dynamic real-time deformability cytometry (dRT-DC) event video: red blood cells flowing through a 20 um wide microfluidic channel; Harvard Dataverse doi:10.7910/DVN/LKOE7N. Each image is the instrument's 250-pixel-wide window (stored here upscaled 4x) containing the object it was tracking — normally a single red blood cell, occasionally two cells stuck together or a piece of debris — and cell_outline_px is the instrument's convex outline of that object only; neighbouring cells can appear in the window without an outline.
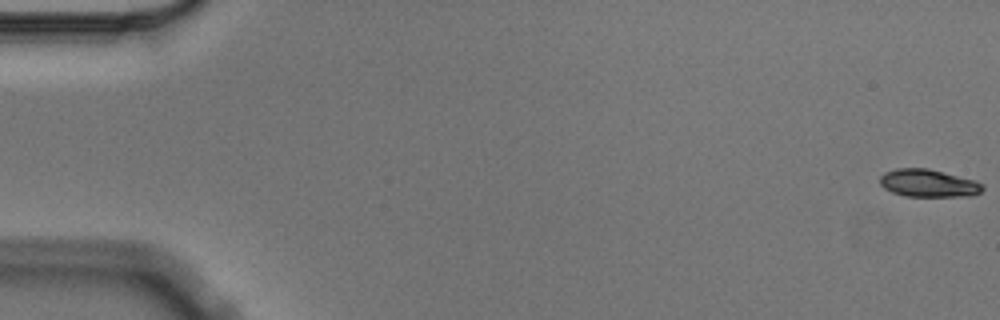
{"species": "Egyptian fruit bat (a non-hibernating species)", "species_latin": "Rousettus aegyptiacus", "temperature_condition": "cold", "stored_images_in_passage": 5, "camera_frame_rate_fps": 3000, "um_per_image_px": 0.085, "animal": {"sex": "male"}, "frame": {"image": 1, "passage_image": 1, "time_ms": 0.0, "image_size_px": [1000, 320], "cell_outline_px": [[984, 188], [980, 192], [972, 196], [908, 196], [892, 192], [884, 188], [880, 184], [880, 176], [884, 172], [896, 168], [928, 168], [976, 180], [984, 184]], "centroid_in_image_um": [78.93, 15.56], "position_along_channel_um": 6.1, "area_um2": 16.65}}
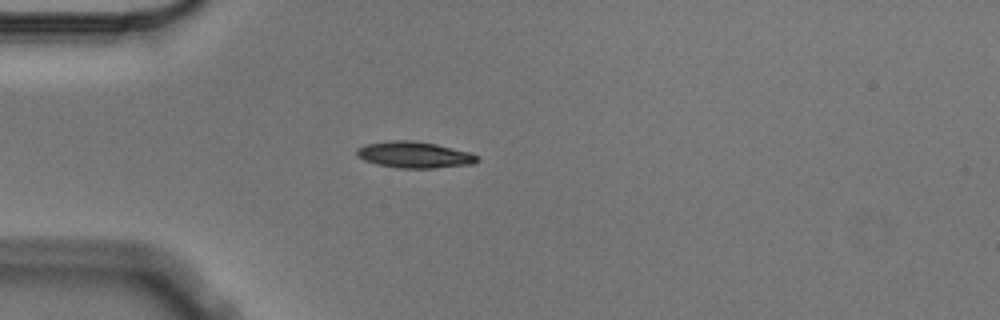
{"frame": {"image": 2, "passage_image": 5, "time_ms": 1.333, "image_size_px": [1000, 320], "cell_outline_px": [[480, 160], [472, 164], [436, 168], [400, 168], [376, 164], [364, 160], [356, 156], [356, 148], [364, 144], [388, 140], [412, 140], [436, 144], [468, 152], [476, 156]], "centroid_in_image_um": [35.16, 13.15], "position_along_channel_um": 49.8, "area_um2": 18.55}}